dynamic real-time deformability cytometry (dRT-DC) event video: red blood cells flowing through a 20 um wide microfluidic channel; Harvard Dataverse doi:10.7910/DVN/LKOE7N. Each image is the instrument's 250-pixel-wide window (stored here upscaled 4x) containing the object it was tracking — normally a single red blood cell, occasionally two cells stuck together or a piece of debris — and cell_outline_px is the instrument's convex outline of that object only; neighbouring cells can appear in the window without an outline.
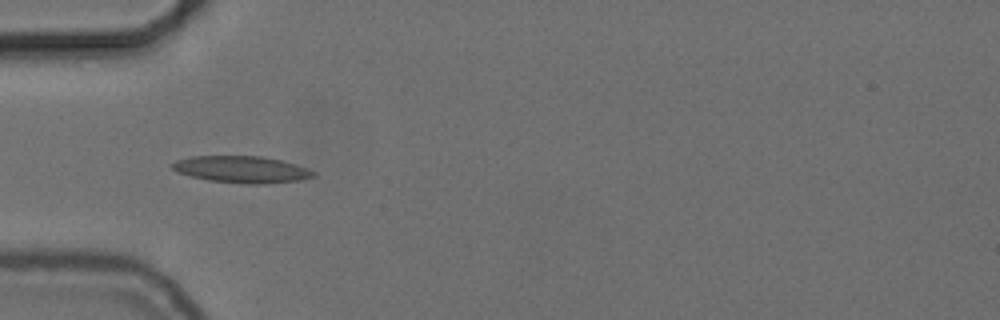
{"species": "common noctule bat (a hibernating species)", "species_latin": "Nyctalus noctula", "temperature_condition": "cold", "stored_images_in_passage": 39, "camera_frame_rate_fps": 3000, "um_per_image_px": 0.085, "animal": {"sex": "female", "body_mass_g": 24.6, "forearm_length_mm": 56.2}, "frame": {"image": 1, "passage_image": 1, "time_ms": 0.0, "image_size_px": [1000, 320], "cell_outline_px": [[316, 176], [300, 180], [264, 184], [248, 184], [208, 180], [176, 172], [172, 168], [172, 164], [176, 160], [192, 156], [260, 156], [280, 160], [296, 164], [316, 172]], "centroid_in_image_um": [20.56, 14.4], "position_along_channel_um": 64.4, "area_um2": 21.96}}
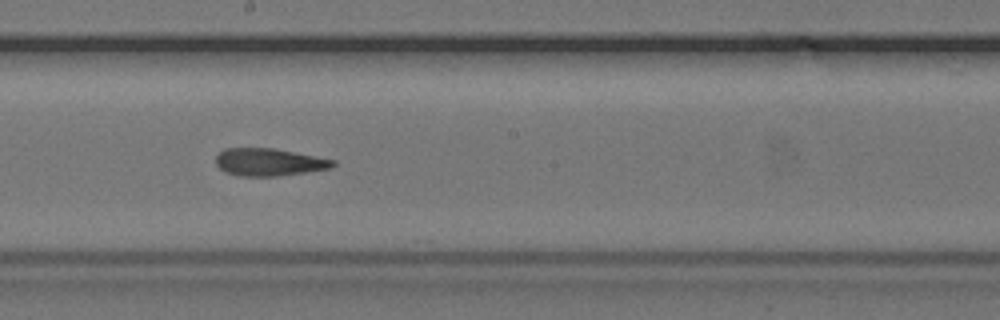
{"frame": {"image": 2, "passage_image": 14, "time_ms": 4.333, "image_size_px": [1000, 320], "cell_outline_px": [[336, 164], [332, 168], [276, 176], [240, 176], [224, 172], [216, 164], [216, 156], [224, 148], [272, 148], [336, 160]], "centroid_in_image_um": [22.85, 13.78], "position_along_channel_um": 225.4, "area_um2": 18.67}}
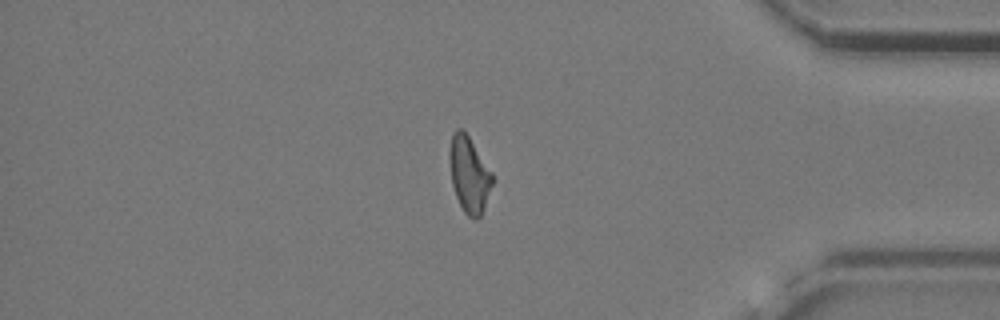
{"frame": {"image": 3, "passage_image": 30, "time_ms": 9.667, "image_size_px": [1000, 320], "cell_outline_px": [[492, 184], [484, 208], [480, 216], [476, 220], [472, 220], [464, 212], [456, 196], [452, 184], [448, 156], [448, 152], [452, 132], [456, 128], [464, 128], [492, 172]], "centroid_in_image_um": [39.85, 14.78], "position_along_channel_um": 395.4, "area_um2": 19.19}, "authors_computed_cell_mechanics": {"area_um2": 19.4208, "velocity_mm_per_s": 3.7189, "shape_relaxation_time_tau1_ms": 8.1989, "shape_relaxation_time_tau2_ms": 3.2791, "deformation_change_tau1": 0.1861, "deformation_change_tau2": 0.1399}}